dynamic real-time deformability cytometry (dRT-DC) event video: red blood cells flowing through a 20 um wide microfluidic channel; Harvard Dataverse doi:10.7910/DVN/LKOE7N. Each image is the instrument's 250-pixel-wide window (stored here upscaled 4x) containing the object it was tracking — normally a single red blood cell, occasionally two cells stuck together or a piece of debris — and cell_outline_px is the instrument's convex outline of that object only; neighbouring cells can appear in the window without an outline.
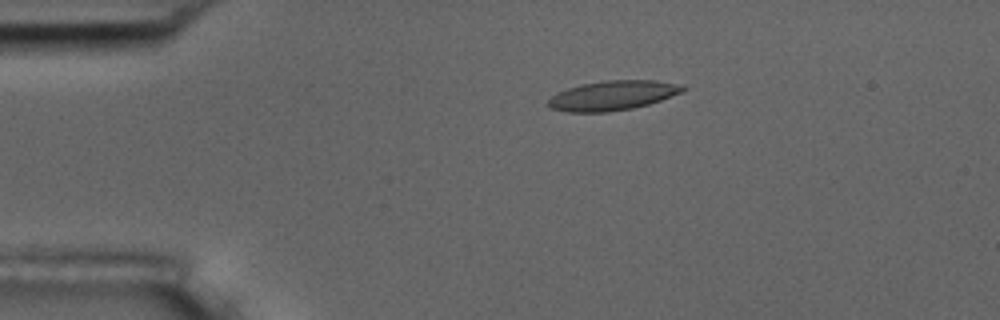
{"species": "common noctule bat (a hibernating species)", "species_latin": "Nyctalus noctula", "temperature_condition": "room temperature", "stored_images_in_passage": 4, "camera_frame_rate_fps": 3000, "um_per_image_px": 0.085, "animal": {"sex": "male", "body_mass_g": 17.5, "forearm_length_mm": 52.3}, "frame": {"image": 1, "passage_image": 3, "time_ms": 2.0, "image_size_px": [1000, 320], "cell_outline_px": [[688, 88], [680, 92], [660, 100], [648, 104], [632, 108], [608, 112], [568, 112], [552, 108], [548, 104], [548, 100], [556, 92], [580, 84], [608, 80], [656, 80], [684, 84]], "centroid_in_image_um": [52.09, 8.1], "position_along_channel_um": 32.9, "area_um2": 23.18}}